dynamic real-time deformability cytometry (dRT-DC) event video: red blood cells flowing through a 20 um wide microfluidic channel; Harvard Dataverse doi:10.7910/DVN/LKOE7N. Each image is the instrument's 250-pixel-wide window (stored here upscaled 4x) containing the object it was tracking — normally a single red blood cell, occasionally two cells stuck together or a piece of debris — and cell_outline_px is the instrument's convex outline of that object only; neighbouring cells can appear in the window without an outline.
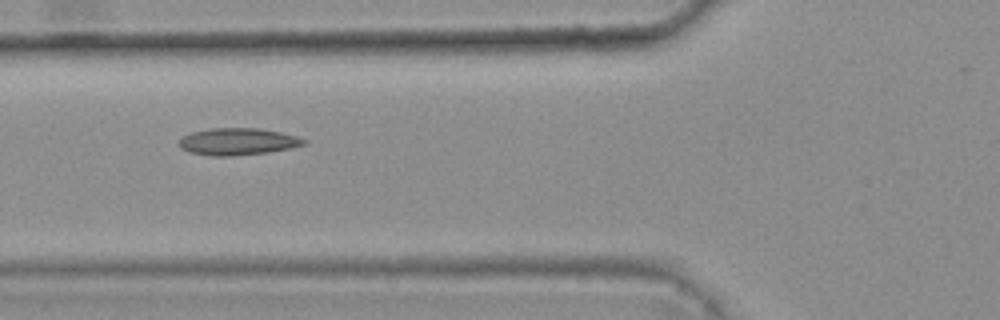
{"species": "common noctule bat (a hibernating species)", "species_latin": "Nyctalus noctula", "temperature_condition": "warm", "stored_images_in_passage": 8, "camera_frame_rate_fps": 3000, "um_per_image_px": 0.085, "animal": {"sex": "female", "body_mass_g": 25.1}, "frame": {"image": 1, "passage_image": 6, "time_ms": 1.667, "image_size_px": [1000, 320], "cell_outline_px": [[308, 144], [292, 148], [268, 152], [232, 156], [208, 156], [188, 152], [180, 148], [176, 144], [176, 140], [192, 132], [212, 128], [260, 128], [280, 132], [296, 136], [308, 140]], "centroid_in_image_um": [20.19, 12.04], "position_along_channel_um": 105.6, "area_um2": 20.0}}
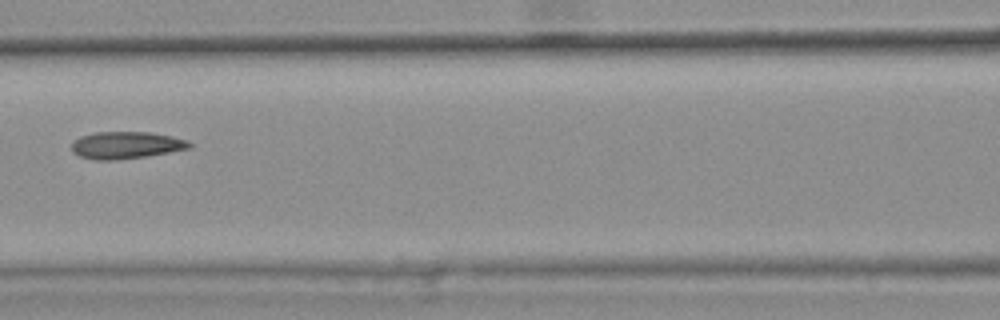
{"frame": {"image": 2, "passage_image": 7, "time_ms": 2.0, "image_size_px": [1000, 320], "cell_outline_px": [[192, 148], [148, 156], [116, 160], [92, 160], [80, 156], [72, 152], [72, 144], [80, 136], [92, 132], [152, 132], [172, 136], [188, 140], [192, 144]], "centroid_in_image_um": [10.74, 12.34], "position_along_channel_um": 155.9, "area_um2": 18.84}}